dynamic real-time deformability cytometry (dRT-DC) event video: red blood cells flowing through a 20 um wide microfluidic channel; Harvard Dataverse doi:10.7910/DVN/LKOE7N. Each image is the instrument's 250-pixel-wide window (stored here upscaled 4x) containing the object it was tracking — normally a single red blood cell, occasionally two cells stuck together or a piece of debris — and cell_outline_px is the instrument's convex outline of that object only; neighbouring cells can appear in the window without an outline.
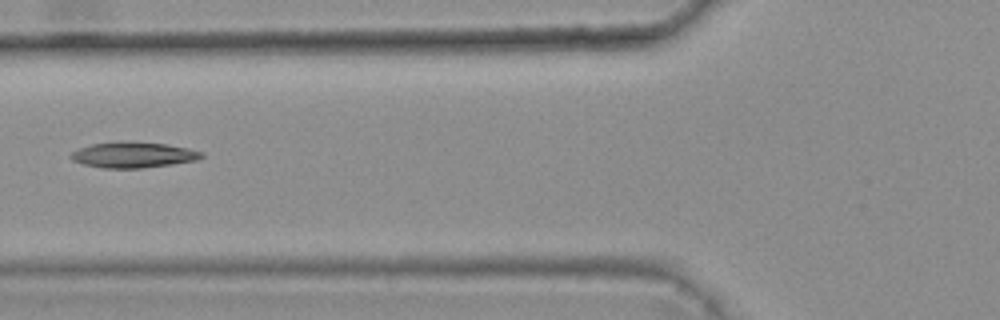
{"species": "common noctule bat (a hibernating species)", "species_latin": "Nyctalus noctula", "temperature_condition": "warm", "stored_images_in_passage": 6, "camera_frame_rate_fps": 3000, "um_per_image_px": 0.085, "animal": {"sex": "female", "body_mass_g": 25.1}, "frame": {"image": 1, "passage_image": 5, "time_ms": 1.333, "image_size_px": [1000, 320], "cell_outline_px": [[204, 156], [196, 160], [172, 164], [140, 168], [104, 168], [84, 164], [72, 160], [68, 156], [72, 152], [80, 148], [92, 144], [124, 140], [164, 144], [188, 148], [204, 152]], "centroid_in_image_um": [11.32, 13.15], "position_along_channel_um": 114.5, "area_um2": 19.59}}
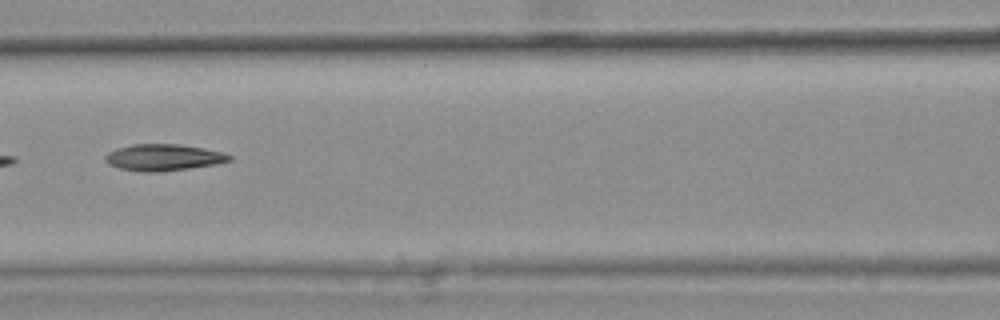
{"frame": {"image": 2, "passage_image": 6, "time_ms": 1.667, "image_size_px": [1000, 320], "cell_outline_px": [[232, 160], [216, 164], [188, 168], [156, 172], [144, 172], [120, 168], [108, 164], [104, 160], [104, 156], [108, 152], [116, 148], [132, 144], [180, 144], [220, 152], [232, 156]], "centroid_in_image_um": [13.83, 13.38], "position_along_channel_um": 152.8, "area_um2": 19.02}}